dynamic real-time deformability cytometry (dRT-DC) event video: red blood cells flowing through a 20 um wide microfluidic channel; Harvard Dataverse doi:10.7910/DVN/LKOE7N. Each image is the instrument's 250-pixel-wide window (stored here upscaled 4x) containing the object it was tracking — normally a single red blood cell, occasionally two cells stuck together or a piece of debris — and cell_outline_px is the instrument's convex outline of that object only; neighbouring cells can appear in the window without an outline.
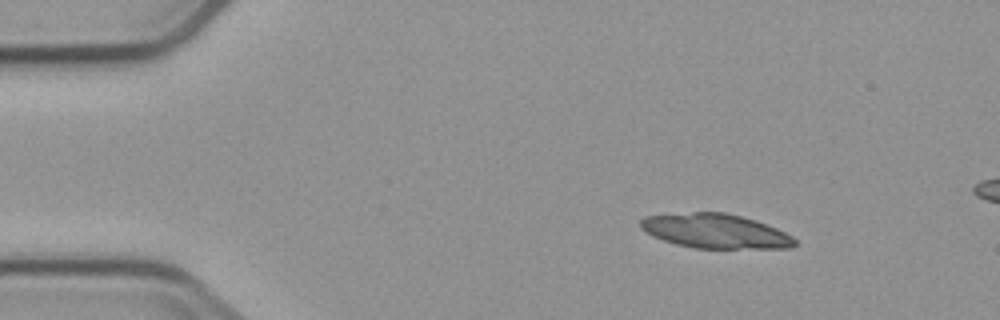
{"species": "common noctule bat (a hibernating species)", "species_latin": "Nyctalus noctula", "temperature_condition": "cold", "stored_images_in_passage": 4, "camera_frame_rate_fps": 3000, "um_per_image_px": 0.085, "animal": {"sex": "male", "body_mass_g": 23.1, "forearm_length_mm": 52.7}, "frame": {"image": 1, "passage_image": 2, "time_ms": 1.333, "image_size_px": [1000, 320], "cell_outline_px": [[796, 244], [788, 248], [692, 248], [676, 244], [652, 236], [640, 228], [640, 220], [648, 216], [692, 212], [724, 212], [756, 220], [776, 228], [792, 236], [796, 240]], "centroid_in_image_um": [60.8, 19.64], "position_along_channel_um": 24.2, "area_um2": 30.75}}